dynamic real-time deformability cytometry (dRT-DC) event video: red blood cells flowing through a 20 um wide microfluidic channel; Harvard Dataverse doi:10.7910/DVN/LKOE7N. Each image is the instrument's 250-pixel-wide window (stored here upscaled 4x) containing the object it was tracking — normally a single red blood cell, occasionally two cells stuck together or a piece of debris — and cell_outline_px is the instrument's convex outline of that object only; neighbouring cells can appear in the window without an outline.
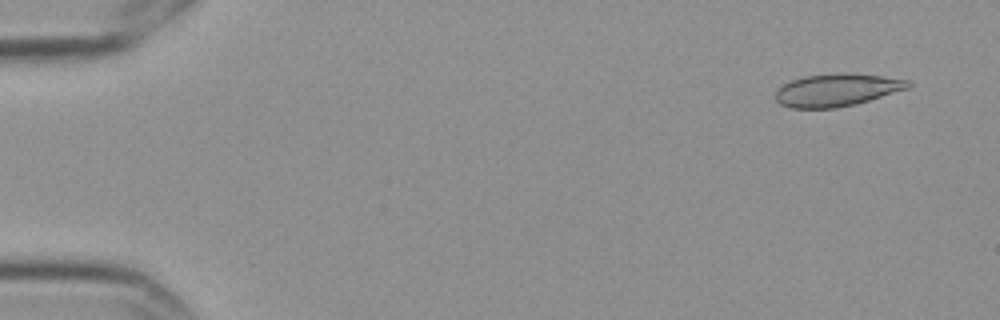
{"species": "Egyptian fruit bat (a non-hibernating species)", "species_latin": "Rousettus aegyptiacus", "temperature_condition": "cold", "stored_images_in_passage": 5, "camera_frame_rate_fps": 3000, "um_per_image_px": 0.085, "frame": {"image": 1, "passage_image": 1, "time_ms": 0.0, "image_size_px": [1000, 320], "cell_outline_px": [[912, 84], [908, 88], [856, 104], [836, 108], [788, 108], [780, 104], [776, 100], [776, 88], [792, 80], [804, 76], [836, 72], [848, 72], [880, 76], [908, 80]], "centroid_in_image_um": [71.09, 7.64], "position_along_channel_um": 13.9, "area_um2": 25.32}}